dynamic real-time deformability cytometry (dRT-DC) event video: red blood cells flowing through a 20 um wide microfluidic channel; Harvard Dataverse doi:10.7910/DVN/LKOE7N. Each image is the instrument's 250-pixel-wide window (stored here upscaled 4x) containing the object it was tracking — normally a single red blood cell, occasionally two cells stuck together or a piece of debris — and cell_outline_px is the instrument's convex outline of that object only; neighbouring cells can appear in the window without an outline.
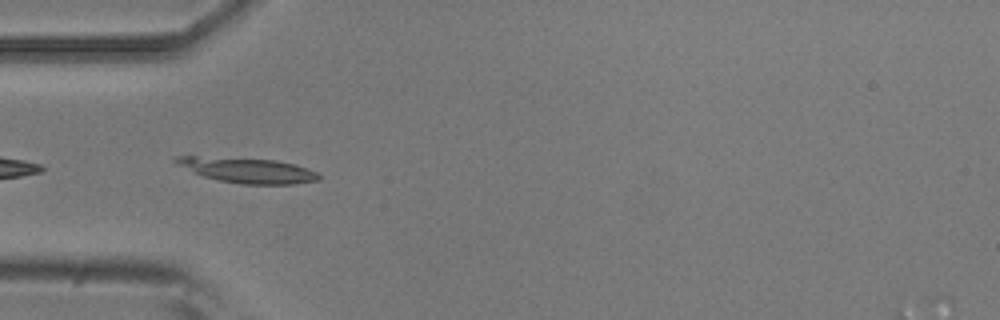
{"species": "common noctule bat (a hibernating species)", "species_latin": "Nyctalus noctula", "temperature_condition": "room temperature", "stored_images_in_passage": 7, "camera_frame_rate_fps": 3000, "um_per_image_px": 0.085, "animal": {"sex": "male", "body_mass_g": 20.5, "forearm_length_mm": 52.5}, "frame": {"image": 1, "passage_image": 5, "time_ms": 1.333, "image_size_px": [1000, 320], "cell_outline_px": [[320, 180], [296, 184], [240, 184], [220, 180], [204, 176], [192, 172], [176, 164], [172, 160], [176, 156], [196, 156], [276, 160], [296, 164], [320, 172]], "centroid_in_image_um": [21.09, 14.47], "position_along_channel_um": 63.9, "area_um2": 21.1}}
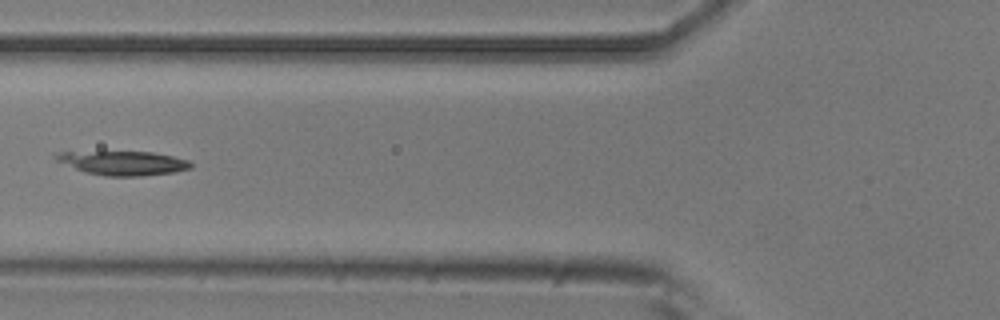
{"frame": {"image": 2, "passage_image": 6, "time_ms": 1.667, "image_size_px": [1000, 320], "cell_outline_px": [[192, 168], [176, 172], [144, 176], [104, 176], [84, 172], [56, 160], [52, 156], [56, 152], [152, 152], [172, 156], [188, 160], [192, 164]], "centroid_in_image_um": [10.47, 13.86], "position_along_channel_um": 115.3, "area_um2": 18.96}}
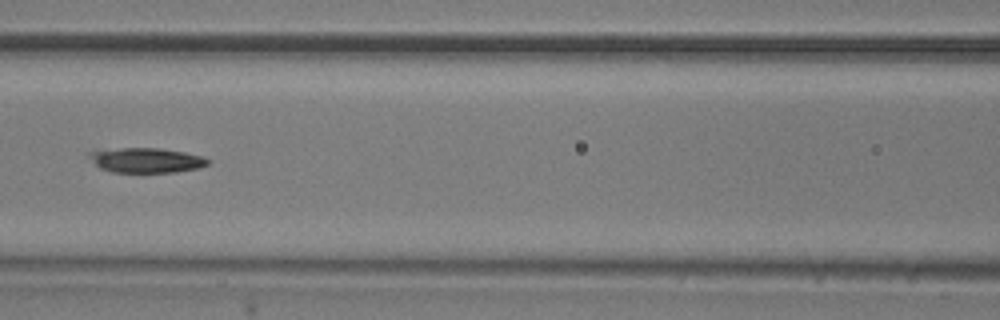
{"frame": {"image": 3, "passage_image": 7, "time_ms": 2.0, "image_size_px": [1000, 320], "cell_outline_px": [[212, 160], [208, 164], [200, 168], [176, 172], [112, 172], [100, 168], [88, 156], [88, 152], [120, 148], [160, 148], [184, 152], [204, 156]], "centroid_in_image_um": [12.5, 13.62], "position_along_channel_um": 154.1, "area_um2": 17.22}}